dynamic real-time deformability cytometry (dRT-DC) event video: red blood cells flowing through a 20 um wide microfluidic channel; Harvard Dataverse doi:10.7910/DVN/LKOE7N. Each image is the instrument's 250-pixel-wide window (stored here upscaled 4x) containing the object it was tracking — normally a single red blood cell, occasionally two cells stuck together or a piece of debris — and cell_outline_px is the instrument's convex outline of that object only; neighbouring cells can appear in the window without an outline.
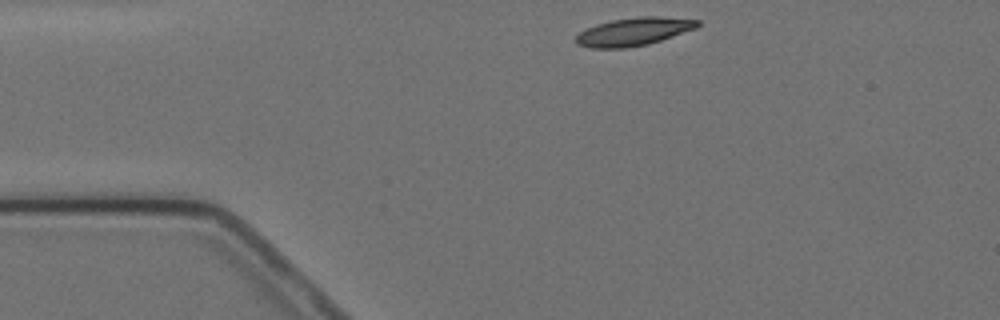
{"species": "Egyptian fruit bat (a non-hibernating species)", "species_latin": "Rousettus aegyptiacus", "temperature_condition": "cold", "stored_images_in_passage": 3, "camera_frame_rate_fps": 3000, "um_per_image_px": 0.085, "animal": {"sex": "female"}, "frame": {"image": 1, "passage_image": 1, "time_ms": 0.0, "image_size_px": [1000, 320], "cell_outline_px": [[700, 24], [696, 28], [648, 44], [624, 48], [588, 48], [576, 44], [576, 36], [580, 32], [596, 24], [612, 20], [640, 16], [660, 16], [700, 20]], "centroid_in_image_um": [53.85, 2.68], "position_along_channel_um": 31.1, "area_um2": 19.77}}
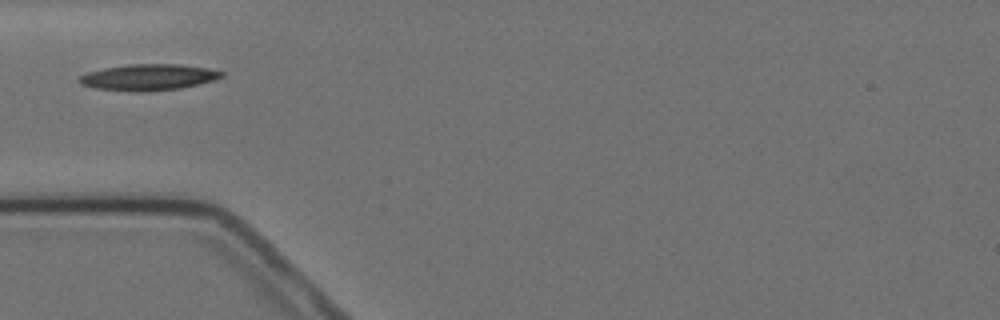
{"frame": {"image": 2, "passage_image": 3, "time_ms": 2.333, "image_size_px": [1000, 320], "cell_outline_px": [[224, 76], [212, 80], [180, 88], [136, 92], [96, 88], [80, 84], [80, 76], [88, 72], [104, 68], [132, 64], [176, 64], [208, 68], [224, 72]], "centroid_in_image_um": [12.61, 6.56], "position_along_channel_um": 72.4, "area_um2": 21.33}}